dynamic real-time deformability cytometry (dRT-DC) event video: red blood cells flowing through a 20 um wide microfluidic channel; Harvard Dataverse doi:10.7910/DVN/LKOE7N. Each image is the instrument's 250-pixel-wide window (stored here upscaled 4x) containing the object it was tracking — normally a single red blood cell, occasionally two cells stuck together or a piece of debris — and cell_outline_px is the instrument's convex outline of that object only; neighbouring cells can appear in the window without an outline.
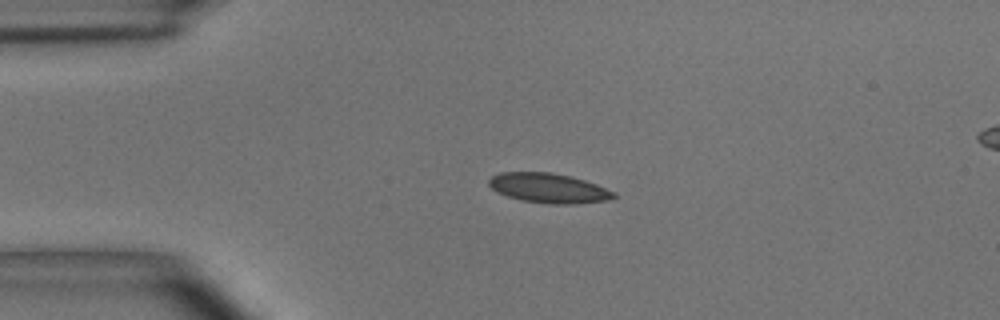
{"species": "common noctule bat (a hibernating species)", "species_latin": "Nyctalus noctula", "temperature_condition": "room temperature", "stored_images_in_passage": 43, "camera_frame_rate_fps": 3000, "um_per_image_px": 0.085, "animal": {"sex": "male", "body_mass_g": 15.6}, "frame": {"image": 1, "passage_image": 1, "time_ms": 0.0, "image_size_px": [1000, 320], "cell_outline_px": [[616, 196], [608, 200], [572, 204], [548, 204], [520, 200], [496, 192], [488, 184], [488, 180], [492, 176], [500, 172], [552, 172], [584, 180], [596, 184], [616, 192]], "centroid_in_image_um": [46.62, 15.99], "position_along_channel_um": 38.4, "area_um2": 21.62}}
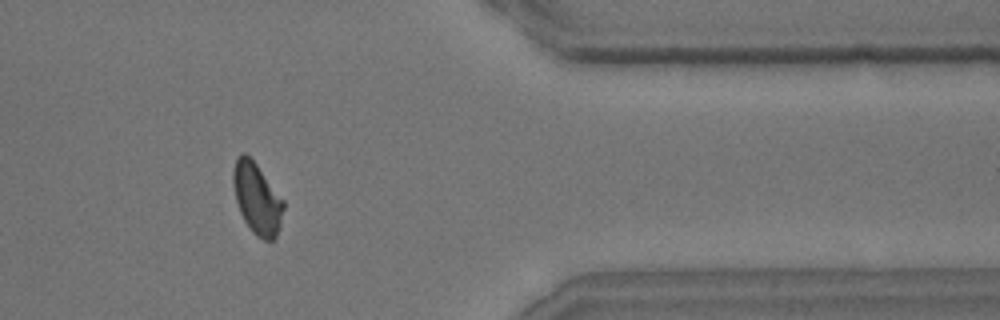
{"frame": {"image": 2, "passage_image": 34, "time_ms": 11.0, "image_size_px": [1000, 320], "cell_outline_px": [[284, 208], [280, 228], [276, 236], [272, 240], [264, 240], [256, 236], [252, 232], [244, 220], [240, 212], [236, 200], [232, 184], [232, 172], [236, 160], [244, 152], [256, 164], [284, 200]], "centroid_in_image_um": [21.85, 16.91], "position_along_channel_um": 389.6, "area_um2": 20.75}}
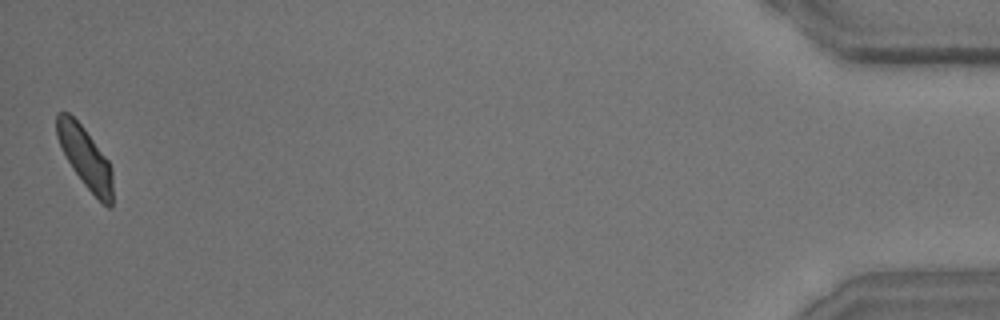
{"frame": {"image": 3, "passage_image": 43, "time_ms": 14.0, "image_size_px": [1000, 320], "cell_outline_px": [[112, 208], [108, 208], [84, 184], [72, 168], [56, 136], [56, 112], [68, 112], [84, 128], [108, 160], [112, 168]], "centroid_in_image_um": [7.24, 13.37], "position_along_channel_um": 428.0, "area_um2": 19.54}, "authors_computed_cell_mechanics": {"area_um2": 20.9814, "velocity_mm_per_s": 3.6353, "shape_relaxation_time_tau1_ms": 10.2799, "shape_relaxation_time_tau2_ms": 1.3925, "deformation_change_tau1": 0.1901, "deformation_change_tau2": 0.0583}}